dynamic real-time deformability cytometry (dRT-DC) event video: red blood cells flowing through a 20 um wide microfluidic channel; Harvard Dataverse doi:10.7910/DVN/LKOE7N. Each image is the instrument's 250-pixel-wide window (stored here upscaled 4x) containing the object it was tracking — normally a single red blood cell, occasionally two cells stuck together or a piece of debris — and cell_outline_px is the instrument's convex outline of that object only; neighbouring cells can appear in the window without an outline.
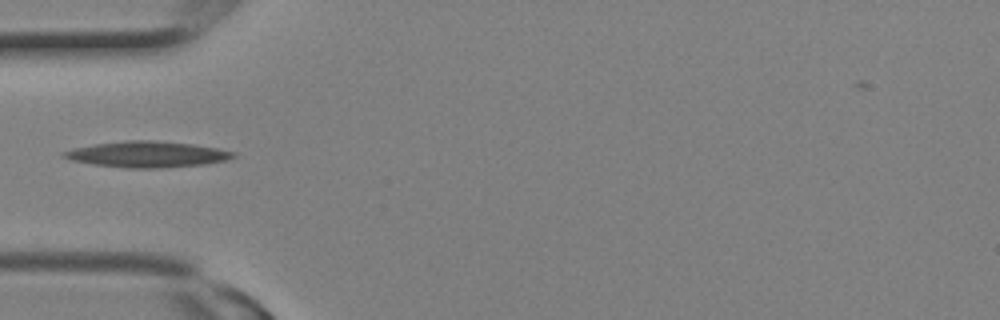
{"species": "Egyptian fruit bat (a non-hibernating species)", "species_latin": "Rousettus aegyptiacus", "temperature_condition": "room temperature", "stored_images_in_passage": 1, "camera_frame_rate_fps": 3000, "um_per_image_px": 0.085, "animal": {"sex": "female"}, "frame": {"image": 1, "passage_image": 1, "time_ms": 0.0, "image_size_px": [1000, 320], "cell_outline_px": [[236, 156], [228, 160], [204, 164], [160, 168], [128, 168], [92, 164], [72, 160], [60, 156], [60, 152], [72, 148], [92, 144], [124, 140], [152, 140], [192, 144], [216, 148], [236, 152]], "centroid_in_image_um": [12.46, 13.11], "position_along_channel_um": 72.5, "area_um2": 25.84}}